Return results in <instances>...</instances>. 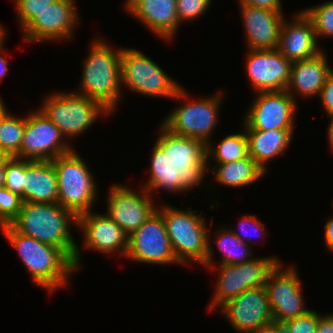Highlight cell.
I'll return each instance as SVG.
<instances>
[{"label": "cell", "instance_id": "obj_1", "mask_svg": "<svg viewBox=\"0 0 333 333\" xmlns=\"http://www.w3.org/2000/svg\"><path fill=\"white\" fill-rule=\"evenodd\" d=\"M77 217L58 203L23 202L17 218L10 224L17 232L61 249L75 270L82 264L80 249L71 233Z\"/></svg>", "mask_w": 333, "mask_h": 333}, {"label": "cell", "instance_id": "obj_2", "mask_svg": "<svg viewBox=\"0 0 333 333\" xmlns=\"http://www.w3.org/2000/svg\"><path fill=\"white\" fill-rule=\"evenodd\" d=\"M0 229L12 248L17 250L36 286L52 294L68 285L71 274L76 273V270L73 261L61 249L25 236L11 225L2 226Z\"/></svg>", "mask_w": 333, "mask_h": 333}, {"label": "cell", "instance_id": "obj_3", "mask_svg": "<svg viewBox=\"0 0 333 333\" xmlns=\"http://www.w3.org/2000/svg\"><path fill=\"white\" fill-rule=\"evenodd\" d=\"M122 47L112 49L102 37L94 38L84 61L79 90L75 93L102 104L112 114L122 98L120 56Z\"/></svg>", "mask_w": 333, "mask_h": 333}, {"label": "cell", "instance_id": "obj_4", "mask_svg": "<svg viewBox=\"0 0 333 333\" xmlns=\"http://www.w3.org/2000/svg\"><path fill=\"white\" fill-rule=\"evenodd\" d=\"M157 210L162 214L176 259L182 265H188L190 261L202 265L208 253L210 229L202 217L203 211L197 215L198 211L191 207L184 211L168 204L159 205Z\"/></svg>", "mask_w": 333, "mask_h": 333}, {"label": "cell", "instance_id": "obj_5", "mask_svg": "<svg viewBox=\"0 0 333 333\" xmlns=\"http://www.w3.org/2000/svg\"><path fill=\"white\" fill-rule=\"evenodd\" d=\"M75 149L51 160L58 183V204L76 217L92 211L97 196V183Z\"/></svg>", "mask_w": 333, "mask_h": 333}, {"label": "cell", "instance_id": "obj_6", "mask_svg": "<svg viewBox=\"0 0 333 333\" xmlns=\"http://www.w3.org/2000/svg\"><path fill=\"white\" fill-rule=\"evenodd\" d=\"M222 95L217 92L206 99L193 100L181 86L173 99L184 100L183 103L180 101L181 105L176 106L161 124L173 134L199 139L207 145L212 142V134L217 126Z\"/></svg>", "mask_w": 333, "mask_h": 333}, {"label": "cell", "instance_id": "obj_7", "mask_svg": "<svg viewBox=\"0 0 333 333\" xmlns=\"http://www.w3.org/2000/svg\"><path fill=\"white\" fill-rule=\"evenodd\" d=\"M47 95L38 109L69 139L85 134L101 115H112L99 102L74 91Z\"/></svg>", "mask_w": 333, "mask_h": 333}, {"label": "cell", "instance_id": "obj_8", "mask_svg": "<svg viewBox=\"0 0 333 333\" xmlns=\"http://www.w3.org/2000/svg\"><path fill=\"white\" fill-rule=\"evenodd\" d=\"M121 84L132 92L173 99L181 84L140 50L123 48L120 56Z\"/></svg>", "mask_w": 333, "mask_h": 333}, {"label": "cell", "instance_id": "obj_9", "mask_svg": "<svg viewBox=\"0 0 333 333\" xmlns=\"http://www.w3.org/2000/svg\"><path fill=\"white\" fill-rule=\"evenodd\" d=\"M282 262L278 257H254L252 260L233 264L218 265L217 283L208 311L218 310L223 304L234 299L247 289L265 285L269 273Z\"/></svg>", "mask_w": 333, "mask_h": 333}, {"label": "cell", "instance_id": "obj_10", "mask_svg": "<svg viewBox=\"0 0 333 333\" xmlns=\"http://www.w3.org/2000/svg\"><path fill=\"white\" fill-rule=\"evenodd\" d=\"M156 143L168 153L172 162L180 170L179 179L183 187L191 192L198 187L208 173L206 144L194 138L176 135L162 124Z\"/></svg>", "mask_w": 333, "mask_h": 333}, {"label": "cell", "instance_id": "obj_11", "mask_svg": "<svg viewBox=\"0 0 333 333\" xmlns=\"http://www.w3.org/2000/svg\"><path fill=\"white\" fill-rule=\"evenodd\" d=\"M57 126L39 109L26 114L22 144L16 158L30 161H49L74 149L64 141Z\"/></svg>", "mask_w": 333, "mask_h": 333}, {"label": "cell", "instance_id": "obj_12", "mask_svg": "<svg viewBox=\"0 0 333 333\" xmlns=\"http://www.w3.org/2000/svg\"><path fill=\"white\" fill-rule=\"evenodd\" d=\"M125 257L151 265H182L174 255L162 214L158 210L128 236Z\"/></svg>", "mask_w": 333, "mask_h": 333}, {"label": "cell", "instance_id": "obj_13", "mask_svg": "<svg viewBox=\"0 0 333 333\" xmlns=\"http://www.w3.org/2000/svg\"><path fill=\"white\" fill-rule=\"evenodd\" d=\"M283 265V262H279L265 282L273 321L279 324L310 311L305 308L297 269L294 266L284 268Z\"/></svg>", "mask_w": 333, "mask_h": 333}, {"label": "cell", "instance_id": "obj_14", "mask_svg": "<svg viewBox=\"0 0 333 333\" xmlns=\"http://www.w3.org/2000/svg\"><path fill=\"white\" fill-rule=\"evenodd\" d=\"M255 96L244 114V128L295 129L296 100L286 90L259 92Z\"/></svg>", "mask_w": 333, "mask_h": 333}, {"label": "cell", "instance_id": "obj_15", "mask_svg": "<svg viewBox=\"0 0 333 333\" xmlns=\"http://www.w3.org/2000/svg\"><path fill=\"white\" fill-rule=\"evenodd\" d=\"M141 192L122 184L109 188L107 215L130 236L158 208L153 196L141 186ZM153 198V199H152Z\"/></svg>", "mask_w": 333, "mask_h": 333}, {"label": "cell", "instance_id": "obj_16", "mask_svg": "<svg viewBox=\"0 0 333 333\" xmlns=\"http://www.w3.org/2000/svg\"><path fill=\"white\" fill-rule=\"evenodd\" d=\"M218 310L237 333H251L274 323L265 285L245 290Z\"/></svg>", "mask_w": 333, "mask_h": 333}, {"label": "cell", "instance_id": "obj_17", "mask_svg": "<svg viewBox=\"0 0 333 333\" xmlns=\"http://www.w3.org/2000/svg\"><path fill=\"white\" fill-rule=\"evenodd\" d=\"M75 2V0L55 1L21 30L23 39L27 43H43L73 38L75 32L73 30L80 18Z\"/></svg>", "mask_w": 333, "mask_h": 333}, {"label": "cell", "instance_id": "obj_18", "mask_svg": "<svg viewBox=\"0 0 333 333\" xmlns=\"http://www.w3.org/2000/svg\"><path fill=\"white\" fill-rule=\"evenodd\" d=\"M246 72L255 93L286 90L292 61L278 49H247Z\"/></svg>", "mask_w": 333, "mask_h": 333}, {"label": "cell", "instance_id": "obj_19", "mask_svg": "<svg viewBox=\"0 0 333 333\" xmlns=\"http://www.w3.org/2000/svg\"><path fill=\"white\" fill-rule=\"evenodd\" d=\"M78 228L83 233V248L103 254L120 253L126 256L128 235L106 213L89 211L77 216Z\"/></svg>", "mask_w": 333, "mask_h": 333}, {"label": "cell", "instance_id": "obj_20", "mask_svg": "<svg viewBox=\"0 0 333 333\" xmlns=\"http://www.w3.org/2000/svg\"><path fill=\"white\" fill-rule=\"evenodd\" d=\"M313 22L301 10L293 14L290 22L285 18L279 37L278 51L290 61H299L319 55V47Z\"/></svg>", "mask_w": 333, "mask_h": 333}, {"label": "cell", "instance_id": "obj_21", "mask_svg": "<svg viewBox=\"0 0 333 333\" xmlns=\"http://www.w3.org/2000/svg\"><path fill=\"white\" fill-rule=\"evenodd\" d=\"M124 10L165 41L174 39L180 27L176 0H125Z\"/></svg>", "mask_w": 333, "mask_h": 333}, {"label": "cell", "instance_id": "obj_22", "mask_svg": "<svg viewBox=\"0 0 333 333\" xmlns=\"http://www.w3.org/2000/svg\"><path fill=\"white\" fill-rule=\"evenodd\" d=\"M248 49H276L285 15L283 12L239 5Z\"/></svg>", "mask_w": 333, "mask_h": 333}, {"label": "cell", "instance_id": "obj_23", "mask_svg": "<svg viewBox=\"0 0 333 333\" xmlns=\"http://www.w3.org/2000/svg\"><path fill=\"white\" fill-rule=\"evenodd\" d=\"M325 53V51H322L313 58L292 62L290 80L286 91L294 100L297 96L312 98L317 95L318 98L328 75L333 70L331 65L328 64L329 61Z\"/></svg>", "mask_w": 333, "mask_h": 333}, {"label": "cell", "instance_id": "obj_24", "mask_svg": "<svg viewBox=\"0 0 333 333\" xmlns=\"http://www.w3.org/2000/svg\"><path fill=\"white\" fill-rule=\"evenodd\" d=\"M23 202H58V183L51 160L30 161L24 159Z\"/></svg>", "mask_w": 333, "mask_h": 333}, {"label": "cell", "instance_id": "obj_25", "mask_svg": "<svg viewBox=\"0 0 333 333\" xmlns=\"http://www.w3.org/2000/svg\"><path fill=\"white\" fill-rule=\"evenodd\" d=\"M243 129L248 139V155L257 162L265 173L267 171L266 163L279 155L284 156V152L290 146L294 134V129Z\"/></svg>", "mask_w": 333, "mask_h": 333}, {"label": "cell", "instance_id": "obj_26", "mask_svg": "<svg viewBox=\"0 0 333 333\" xmlns=\"http://www.w3.org/2000/svg\"><path fill=\"white\" fill-rule=\"evenodd\" d=\"M149 179L144 183V188L154 197L152 192L162 189L169 193H187L179 179L180 170L172 162L168 153L155 142L151 151Z\"/></svg>", "mask_w": 333, "mask_h": 333}, {"label": "cell", "instance_id": "obj_27", "mask_svg": "<svg viewBox=\"0 0 333 333\" xmlns=\"http://www.w3.org/2000/svg\"><path fill=\"white\" fill-rule=\"evenodd\" d=\"M227 228V229H226ZM211 230L209 229L208 233V253L206 256V261L202 264V266L208 268V270L216 269V265H233L244 263L252 260L251 252V244H246L242 239L237 237L228 226L222 227L220 230L218 229L216 235L211 238ZM211 241H215L217 244V249L221 252L222 257L219 263H215L214 261V252L213 246L211 245ZM215 264V265H214Z\"/></svg>", "mask_w": 333, "mask_h": 333}, {"label": "cell", "instance_id": "obj_28", "mask_svg": "<svg viewBox=\"0 0 333 333\" xmlns=\"http://www.w3.org/2000/svg\"><path fill=\"white\" fill-rule=\"evenodd\" d=\"M208 170L215 173L217 183L233 188L249 186L266 174L250 155L241 160L215 164Z\"/></svg>", "mask_w": 333, "mask_h": 333}, {"label": "cell", "instance_id": "obj_29", "mask_svg": "<svg viewBox=\"0 0 333 333\" xmlns=\"http://www.w3.org/2000/svg\"><path fill=\"white\" fill-rule=\"evenodd\" d=\"M209 142L206 145V154L208 159V167L210 161L214 163H228L244 159L248 156V139L245 130L238 133L228 134L215 145Z\"/></svg>", "mask_w": 333, "mask_h": 333}, {"label": "cell", "instance_id": "obj_30", "mask_svg": "<svg viewBox=\"0 0 333 333\" xmlns=\"http://www.w3.org/2000/svg\"><path fill=\"white\" fill-rule=\"evenodd\" d=\"M26 116L18 117L8 112L0 120V152L5 157H15L22 144Z\"/></svg>", "mask_w": 333, "mask_h": 333}, {"label": "cell", "instance_id": "obj_31", "mask_svg": "<svg viewBox=\"0 0 333 333\" xmlns=\"http://www.w3.org/2000/svg\"><path fill=\"white\" fill-rule=\"evenodd\" d=\"M313 22L317 39L333 37V0L302 9Z\"/></svg>", "mask_w": 333, "mask_h": 333}, {"label": "cell", "instance_id": "obj_32", "mask_svg": "<svg viewBox=\"0 0 333 333\" xmlns=\"http://www.w3.org/2000/svg\"><path fill=\"white\" fill-rule=\"evenodd\" d=\"M24 159L16 157L5 158L4 187L18 194L23 201Z\"/></svg>", "mask_w": 333, "mask_h": 333}, {"label": "cell", "instance_id": "obj_33", "mask_svg": "<svg viewBox=\"0 0 333 333\" xmlns=\"http://www.w3.org/2000/svg\"><path fill=\"white\" fill-rule=\"evenodd\" d=\"M21 197L6 187L0 188V227L10 225L22 206Z\"/></svg>", "mask_w": 333, "mask_h": 333}, {"label": "cell", "instance_id": "obj_34", "mask_svg": "<svg viewBox=\"0 0 333 333\" xmlns=\"http://www.w3.org/2000/svg\"><path fill=\"white\" fill-rule=\"evenodd\" d=\"M17 19L23 30L40 12L57 0H13Z\"/></svg>", "mask_w": 333, "mask_h": 333}, {"label": "cell", "instance_id": "obj_35", "mask_svg": "<svg viewBox=\"0 0 333 333\" xmlns=\"http://www.w3.org/2000/svg\"><path fill=\"white\" fill-rule=\"evenodd\" d=\"M321 316V313L311 309L304 315L284 321L281 325L285 333H316Z\"/></svg>", "mask_w": 333, "mask_h": 333}, {"label": "cell", "instance_id": "obj_36", "mask_svg": "<svg viewBox=\"0 0 333 333\" xmlns=\"http://www.w3.org/2000/svg\"><path fill=\"white\" fill-rule=\"evenodd\" d=\"M213 0H176L179 23L191 21L205 14Z\"/></svg>", "mask_w": 333, "mask_h": 333}, {"label": "cell", "instance_id": "obj_37", "mask_svg": "<svg viewBox=\"0 0 333 333\" xmlns=\"http://www.w3.org/2000/svg\"><path fill=\"white\" fill-rule=\"evenodd\" d=\"M240 219L241 220L238 222V227H240L241 230H239L238 228H232V227L230 229L237 237L242 239L244 243H246V244L251 243L250 242V241H252L251 237H252V235H254L256 233H257L256 234L257 237L262 235L265 238L266 233L264 232L265 230L263 229L265 227V225L255 215L248 214V215L242 216ZM250 231L252 232V234Z\"/></svg>", "mask_w": 333, "mask_h": 333}, {"label": "cell", "instance_id": "obj_38", "mask_svg": "<svg viewBox=\"0 0 333 333\" xmlns=\"http://www.w3.org/2000/svg\"><path fill=\"white\" fill-rule=\"evenodd\" d=\"M318 98L323 106V110L326 111L327 116H333V70L328 75Z\"/></svg>", "mask_w": 333, "mask_h": 333}, {"label": "cell", "instance_id": "obj_39", "mask_svg": "<svg viewBox=\"0 0 333 333\" xmlns=\"http://www.w3.org/2000/svg\"><path fill=\"white\" fill-rule=\"evenodd\" d=\"M239 4L283 12L281 0H238Z\"/></svg>", "mask_w": 333, "mask_h": 333}, {"label": "cell", "instance_id": "obj_40", "mask_svg": "<svg viewBox=\"0 0 333 333\" xmlns=\"http://www.w3.org/2000/svg\"><path fill=\"white\" fill-rule=\"evenodd\" d=\"M316 333H333V312L319 318Z\"/></svg>", "mask_w": 333, "mask_h": 333}, {"label": "cell", "instance_id": "obj_41", "mask_svg": "<svg viewBox=\"0 0 333 333\" xmlns=\"http://www.w3.org/2000/svg\"><path fill=\"white\" fill-rule=\"evenodd\" d=\"M326 248L333 253V216L324 225V238Z\"/></svg>", "mask_w": 333, "mask_h": 333}, {"label": "cell", "instance_id": "obj_42", "mask_svg": "<svg viewBox=\"0 0 333 333\" xmlns=\"http://www.w3.org/2000/svg\"><path fill=\"white\" fill-rule=\"evenodd\" d=\"M251 333H285L283 326L279 323H271Z\"/></svg>", "mask_w": 333, "mask_h": 333}, {"label": "cell", "instance_id": "obj_43", "mask_svg": "<svg viewBox=\"0 0 333 333\" xmlns=\"http://www.w3.org/2000/svg\"><path fill=\"white\" fill-rule=\"evenodd\" d=\"M4 44L0 47V83L3 81L4 76L9 72L8 70V60L3 57Z\"/></svg>", "mask_w": 333, "mask_h": 333}, {"label": "cell", "instance_id": "obj_44", "mask_svg": "<svg viewBox=\"0 0 333 333\" xmlns=\"http://www.w3.org/2000/svg\"><path fill=\"white\" fill-rule=\"evenodd\" d=\"M330 123H329V128L327 129V136H328V143L331 146L330 148L333 151V116L329 117Z\"/></svg>", "mask_w": 333, "mask_h": 333}, {"label": "cell", "instance_id": "obj_45", "mask_svg": "<svg viewBox=\"0 0 333 333\" xmlns=\"http://www.w3.org/2000/svg\"><path fill=\"white\" fill-rule=\"evenodd\" d=\"M5 183V159L0 164V188L4 187Z\"/></svg>", "mask_w": 333, "mask_h": 333}, {"label": "cell", "instance_id": "obj_46", "mask_svg": "<svg viewBox=\"0 0 333 333\" xmlns=\"http://www.w3.org/2000/svg\"><path fill=\"white\" fill-rule=\"evenodd\" d=\"M7 109V105H5L2 97L0 96V120L9 112Z\"/></svg>", "mask_w": 333, "mask_h": 333}, {"label": "cell", "instance_id": "obj_47", "mask_svg": "<svg viewBox=\"0 0 333 333\" xmlns=\"http://www.w3.org/2000/svg\"><path fill=\"white\" fill-rule=\"evenodd\" d=\"M5 27L0 24V47L4 44L6 36Z\"/></svg>", "mask_w": 333, "mask_h": 333}, {"label": "cell", "instance_id": "obj_48", "mask_svg": "<svg viewBox=\"0 0 333 333\" xmlns=\"http://www.w3.org/2000/svg\"><path fill=\"white\" fill-rule=\"evenodd\" d=\"M5 158L6 157L0 152V164L3 162Z\"/></svg>", "mask_w": 333, "mask_h": 333}]
</instances>
